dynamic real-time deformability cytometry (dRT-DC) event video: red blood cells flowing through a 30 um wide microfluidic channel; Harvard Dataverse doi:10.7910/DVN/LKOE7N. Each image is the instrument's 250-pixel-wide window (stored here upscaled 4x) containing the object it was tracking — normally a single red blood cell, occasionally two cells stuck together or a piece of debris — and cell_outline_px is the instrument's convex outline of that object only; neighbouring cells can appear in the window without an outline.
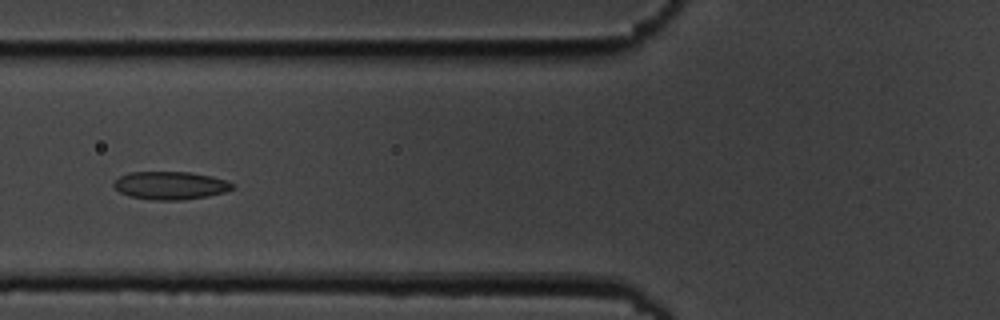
{"species": "common noctule bat (a hibernating species)", "species_latin": "Nyctalus noctula", "temperature_condition": "cold", "stored_images_in_passage": 15, "camera_frame_rate_fps": 3000, "um_per_image_px": 0.085, "animal": {"sex": "male", "body_mass_g": 19.5, "forearm_length_mm": 54.6}, "frame": {"image": 1, "passage_image": 5, "time_ms": 5.333, "image_size_px": [1000, 320], "cell_outline_px": [[236, 188], [224, 192], [208, 196], [184, 200], [152, 200], [128, 196], [120, 192], [112, 184], [120, 176], [128, 172], [188, 172], [212, 176], [228, 180], [236, 184]], "centroid_in_image_um": [14.53, 15.77], "position_along_channel_um": 111.3, "area_um2": 19.59}}
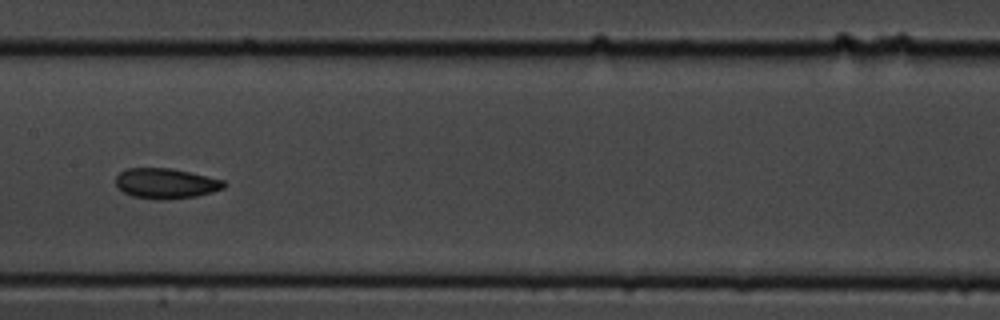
{"frame": {"image": 2, "passage_image": 7, "time_ms": 7.667, "image_size_px": [1000, 320], "cell_outline_px": [[228, 184], [224, 188], [212, 192], [196, 196], [164, 200], [160, 200], [132, 196], [124, 192], [116, 184], [116, 176], [120, 172], [128, 168], [172, 168], [224, 180]], "centroid_in_image_um": [14.12, 15.59], "position_along_channel_um": 193.3, "area_um2": 19.07}}
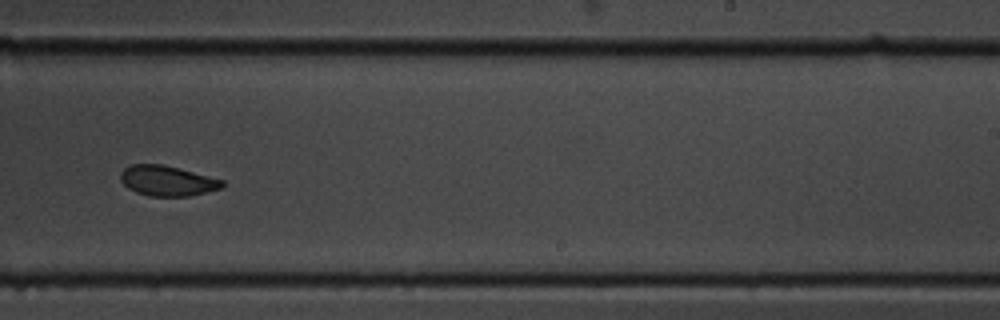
{"frame": {"image": 3, "passage_image": 9, "time_ms": 10.0, "image_size_px": [1000, 320], "cell_outline_px": [[224, 184], [220, 188], [188, 196], [148, 196], [136, 192], [128, 188], [120, 180], [120, 172], [128, 164], [164, 164], [224, 180]], "centroid_in_image_um": [14.17, 15.35], "position_along_channel_um": 274.8, "area_um2": 17.92}, "authors_computed_cell_mechanics": {"area_um2": 19.074, "velocity_mm_per_s": 3.513, "shape_relaxation_time_tau1_ms": 6.9848, "shape_relaxation_time_tau2_ms": 2.3601, "deformation_change_tau1": 0.1332, "deformation_change_tau2": 0.0614}}